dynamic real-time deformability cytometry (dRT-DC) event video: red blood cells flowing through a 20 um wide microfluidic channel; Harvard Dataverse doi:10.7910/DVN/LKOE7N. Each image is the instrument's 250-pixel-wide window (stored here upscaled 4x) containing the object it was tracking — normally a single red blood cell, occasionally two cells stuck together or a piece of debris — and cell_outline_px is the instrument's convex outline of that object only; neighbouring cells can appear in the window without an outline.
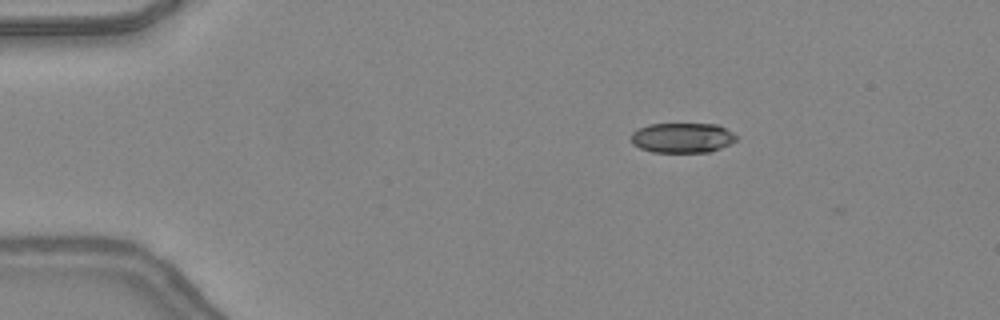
{"species": "common noctule bat (a hibernating species)", "species_latin": "Nyctalus noctula", "temperature_condition": "warm", "stored_images_in_passage": 3, "camera_frame_rate_fps": 3000, "um_per_image_px": 0.085, "animal": {"sex": "female", "body_mass_g": 24.6, "forearm_length_mm": 56.2}, "frame": {"image": 1, "passage_image": 1, "time_ms": 0.0, "image_size_px": [1000, 320], "cell_outline_px": [[736, 140], [712, 152], [652, 152], [640, 148], [632, 144], [632, 132], [648, 124], [716, 124], [732, 132], [736, 136]], "centroid_in_image_um": [57.98, 11.71], "position_along_channel_um": 27.0, "area_um2": 18.26}}